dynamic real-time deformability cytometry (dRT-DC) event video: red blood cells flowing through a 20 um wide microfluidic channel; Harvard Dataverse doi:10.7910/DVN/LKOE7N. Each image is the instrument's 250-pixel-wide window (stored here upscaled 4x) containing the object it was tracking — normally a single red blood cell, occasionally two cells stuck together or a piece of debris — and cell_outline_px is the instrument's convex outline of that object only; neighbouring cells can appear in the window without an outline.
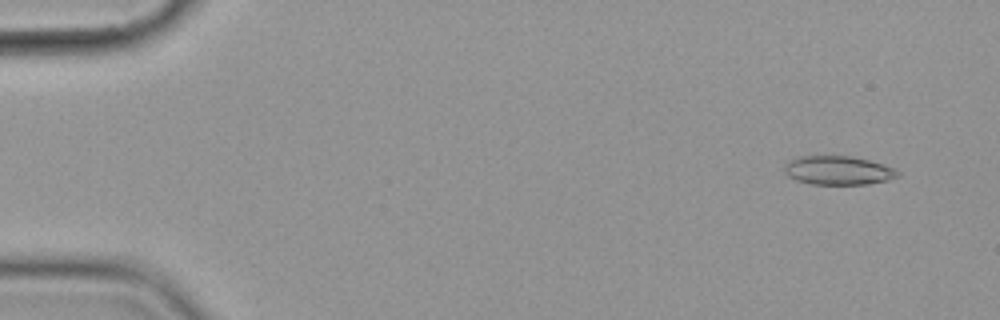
{"species": "common noctule bat (a hibernating species)", "species_latin": "Nyctalus noctula", "temperature_condition": "cold", "stored_images_in_passage": 9, "camera_frame_rate_fps": 3000, "um_per_image_px": 0.085, "animal": {"sex": "female", "body_mass_g": 19.9}, "frame": {"image": 1, "passage_image": 2, "time_ms": 1.0, "image_size_px": [1000, 320], "cell_outline_px": [[900, 176], [888, 180], [868, 184], [812, 184], [796, 180], [788, 176], [784, 172], [784, 164], [788, 160], [800, 156], [852, 156], [868, 160], [892, 168], [900, 172]], "centroid_in_image_um": [71.21, 14.48], "position_along_channel_um": 13.8, "area_um2": 19.02}}
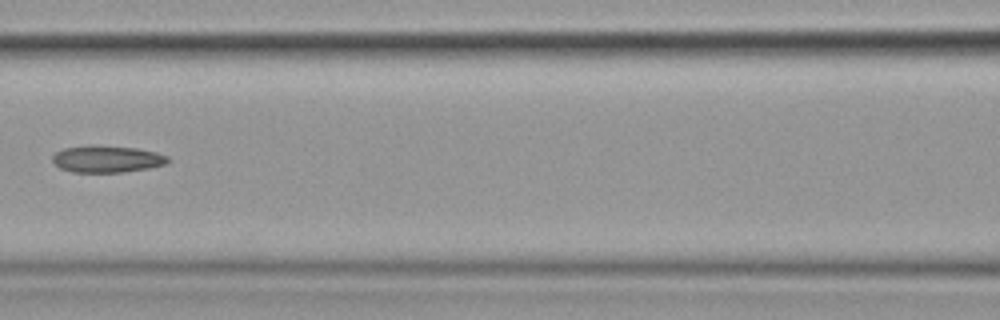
{"frame": {"image": 2, "passage_image": 8, "time_ms": 8.333, "image_size_px": [1000, 320], "cell_outline_px": [[172, 160], [164, 164], [148, 168], [124, 172], [72, 172], [60, 168], [52, 160], [52, 156], [56, 152], [64, 148], [88, 144], [92, 144], [136, 148], [156, 152], [168, 156]], "centroid_in_image_um": [9.08, 13.5], "position_along_channel_um": 157.5, "area_um2": 18.26}}
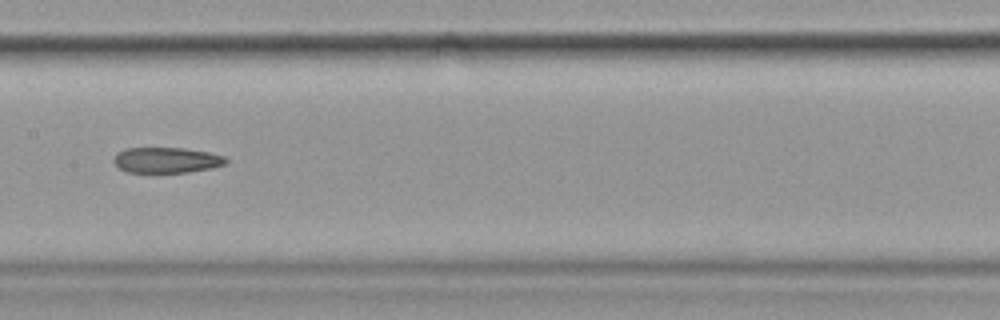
{"frame": {"image": 3, "passage_image": 9, "time_ms": 9.333, "image_size_px": [1000, 320], "cell_outline_px": [[228, 160], [224, 164], [212, 168], [188, 172], [128, 172], [120, 168], [112, 160], [116, 152], [124, 148], [184, 148], [208, 152], [224, 156]], "centroid_in_image_um": [14.13, 13.6], "position_along_channel_um": 193.3, "area_um2": 16.7}}